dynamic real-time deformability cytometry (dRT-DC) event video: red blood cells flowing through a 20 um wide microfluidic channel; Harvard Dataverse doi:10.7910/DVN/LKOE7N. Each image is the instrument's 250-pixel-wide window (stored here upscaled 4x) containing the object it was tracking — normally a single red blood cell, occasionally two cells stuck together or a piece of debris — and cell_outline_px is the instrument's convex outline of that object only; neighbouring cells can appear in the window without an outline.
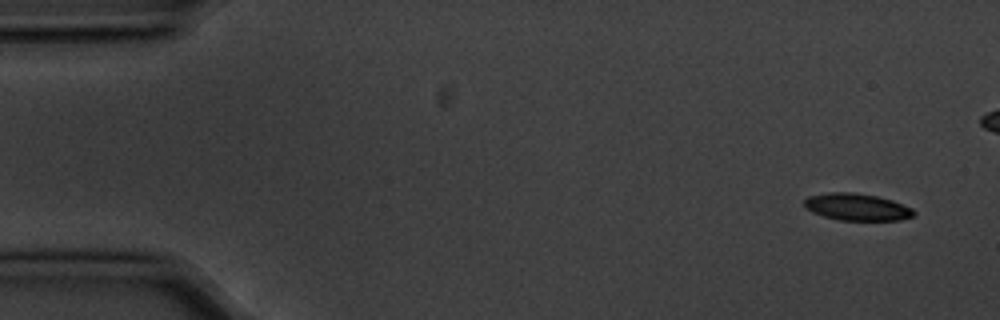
{"species": "common noctule bat (a hibernating species)", "species_latin": "Nyctalus noctula", "temperature_condition": "cold", "stored_images_in_passage": 6, "camera_frame_rate_fps": 3000, "um_per_image_px": 0.085, "animal": {"sex": "male", "body_mass_g": 20.1, "forearm_length_mm": 53.5}, "frame": {"image": 1, "passage_image": 1, "time_ms": 0.0, "image_size_px": [1000, 320], "cell_outline_px": [[916, 212], [912, 216], [900, 220], [840, 220], [824, 216], [812, 212], [804, 204], [804, 200], [808, 196], [828, 192], [852, 192], [876, 196], [892, 200], [912, 208]], "centroid_in_image_um": [72.84, 17.59], "position_along_channel_um": 12.2, "area_um2": 17.11}}